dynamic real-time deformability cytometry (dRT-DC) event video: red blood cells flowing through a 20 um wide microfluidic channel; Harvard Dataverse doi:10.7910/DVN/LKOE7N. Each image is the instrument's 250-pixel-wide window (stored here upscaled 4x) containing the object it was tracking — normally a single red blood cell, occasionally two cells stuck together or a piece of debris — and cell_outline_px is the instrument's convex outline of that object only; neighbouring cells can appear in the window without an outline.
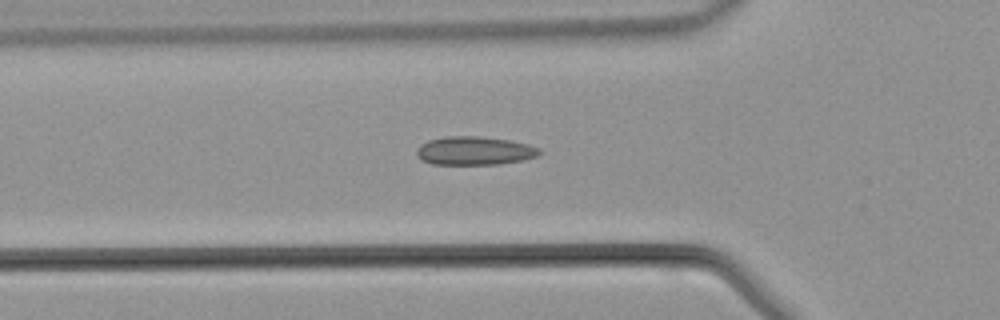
{"species": "common noctule bat (a hibernating species)", "species_latin": "Nyctalus noctula", "temperature_condition": "warm", "stored_images_in_passage": 44, "camera_frame_rate_fps": 3000, "um_per_image_px": 0.085, "animal": {"sex": "male", "body_mass_g": 21.5, "forearm_length_mm": 52.0}, "frame": {"image": 1, "passage_image": 14, "time_ms": 4.333, "image_size_px": [1000, 320], "cell_outline_px": [[540, 152], [536, 156], [524, 160], [500, 164], [432, 164], [420, 160], [416, 156], [416, 152], [420, 144], [428, 140], [444, 136], [476, 136], [508, 140], [528, 144], [540, 148]], "centroid_in_image_um": [40.29, 12.82], "position_along_channel_um": 85.5, "area_um2": 20.46}}
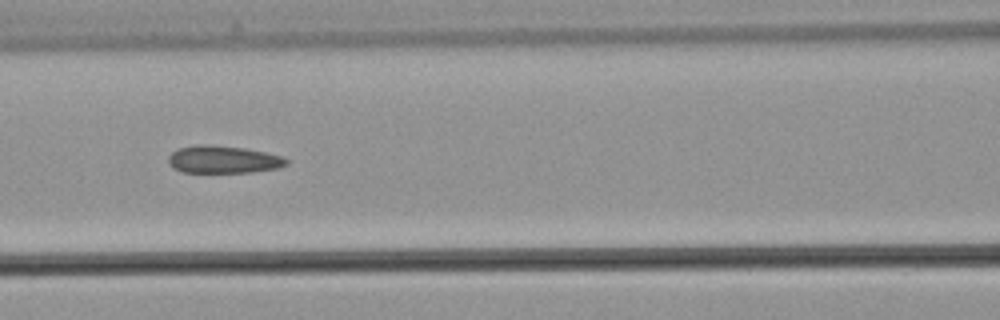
{"frame": {"image": 2, "passage_image": 18, "time_ms": 5.667, "image_size_px": [1000, 320], "cell_outline_px": [[288, 164], [280, 168], [252, 172], [184, 172], [172, 168], [168, 164], [168, 156], [172, 152], [180, 148], [196, 144], [204, 144], [244, 148], [284, 156], [288, 160]], "centroid_in_image_um": [18.98, 13.56], "position_along_channel_um": 147.6, "area_um2": 19.02}}
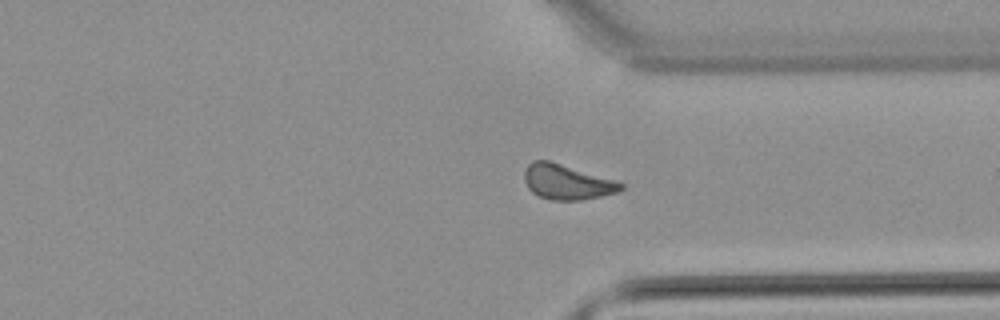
{"frame": {"image": 3, "passage_image": 32, "time_ms": 10.333, "image_size_px": [1000, 320], "cell_outline_px": [[624, 188], [616, 192], [600, 196], [580, 200], [548, 200], [532, 192], [528, 188], [524, 180], [524, 172], [528, 164], [532, 160], [548, 160], [616, 180], [624, 184]], "centroid_in_image_um": [48.17, 15.46], "position_along_channel_um": 363.2, "area_um2": 19.65}}